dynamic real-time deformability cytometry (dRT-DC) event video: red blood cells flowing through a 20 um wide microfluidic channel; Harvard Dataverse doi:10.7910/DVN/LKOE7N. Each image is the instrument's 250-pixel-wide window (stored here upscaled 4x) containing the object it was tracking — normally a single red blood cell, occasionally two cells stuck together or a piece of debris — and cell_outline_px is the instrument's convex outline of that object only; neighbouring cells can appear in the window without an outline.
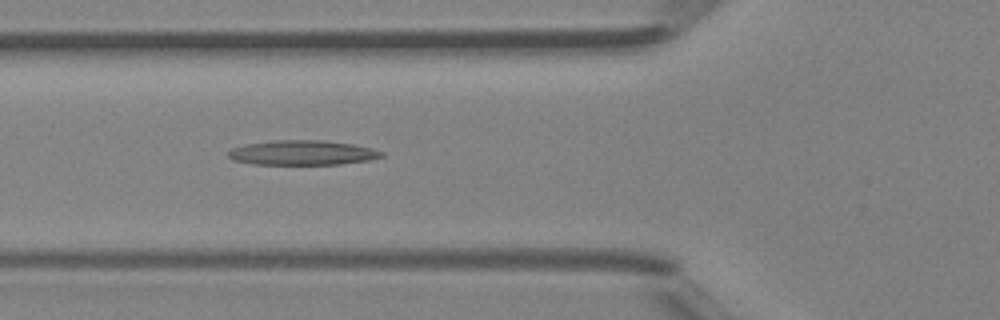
{"species": "Egyptian fruit bat (a non-hibernating species)", "species_latin": "Rousettus aegyptiacus", "temperature_condition": "room temperature", "stored_images_in_passage": 47, "camera_frame_rate_fps": 3000, "um_per_image_px": 0.085, "animal": {"sex": "female"}, "frame": {"image": 1, "passage_image": 17, "time_ms": 5.333, "image_size_px": [1000, 320], "cell_outline_px": [[384, 156], [368, 160], [340, 164], [252, 164], [232, 160], [228, 156], [228, 152], [232, 148], [244, 144], [272, 140], [324, 140], [352, 144], [372, 148], [384, 152]], "centroid_in_image_um": [25.68, 12.97], "position_along_channel_um": 100.1, "area_um2": 22.14}}
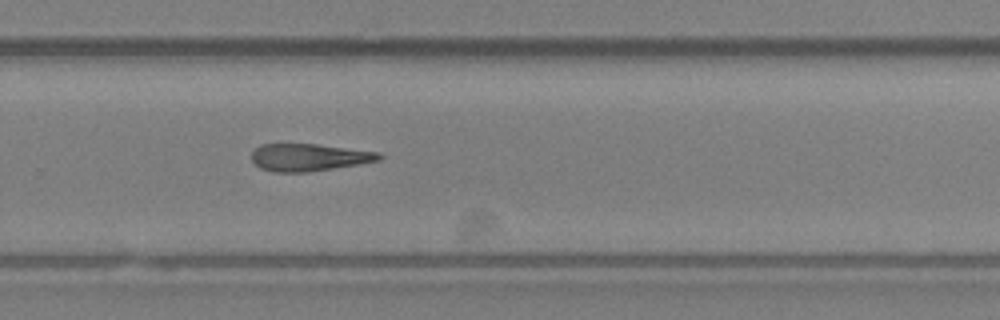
{"frame": {"image": 2, "passage_image": 31, "time_ms": 10.0, "image_size_px": [1000, 320], "cell_outline_px": [[384, 156], [380, 160], [332, 168], [304, 172], [272, 172], [260, 168], [252, 160], [252, 152], [260, 144], [316, 144], [380, 152]], "centroid_in_image_um": [26.25, 13.37], "position_along_channel_um": 303.6, "area_um2": 20.11}}
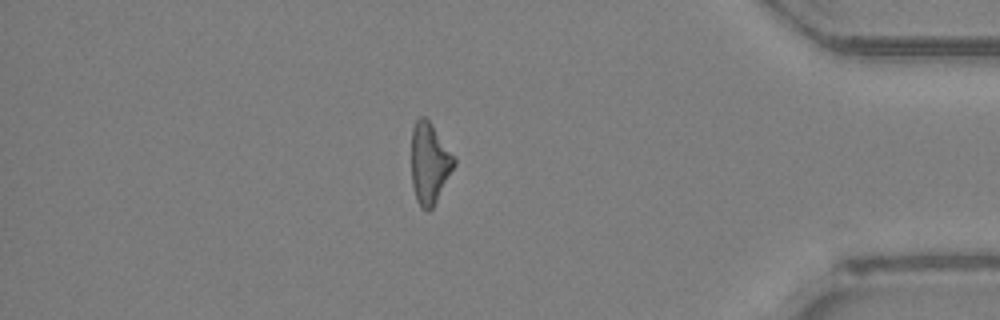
{"frame": {"image": 3, "passage_image": 40, "time_ms": 13.0, "image_size_px": [1000, 320], "cell_outline_px": [[456, 164], [432, 208], [428, 212], [424, 212], [420, 208], [416, 200], [412, 184], [412, 128], [416, 120], [420, 116], [424, 116], [432, 124], [456, 156]], "centroid_in_image_um": [36.52, 13.88], "position_along_channel_um": 398.7, "area_um2": 20.4}}